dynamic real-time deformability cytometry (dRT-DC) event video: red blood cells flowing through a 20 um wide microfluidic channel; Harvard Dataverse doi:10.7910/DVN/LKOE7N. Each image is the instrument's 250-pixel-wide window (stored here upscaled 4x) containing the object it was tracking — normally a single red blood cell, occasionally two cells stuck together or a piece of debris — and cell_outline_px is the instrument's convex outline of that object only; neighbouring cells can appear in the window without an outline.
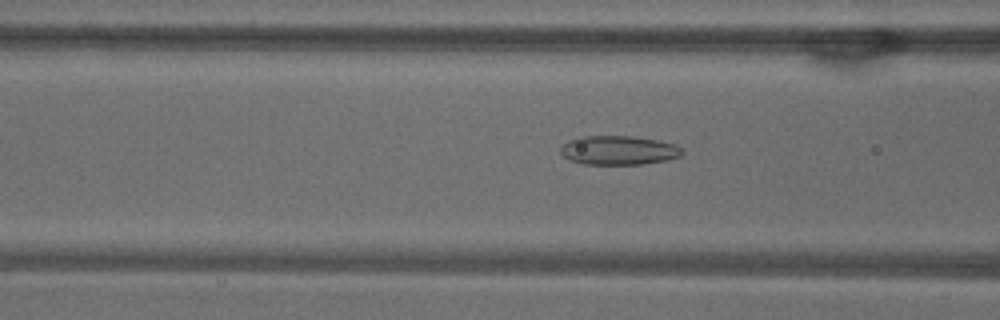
{"species": "common noctule bat (a hibernating species)", "species_latin": "Nyctalus noctula", "temperature_condition": "warm", "stored_images_in_passage": 18, "camera_frame_rate_fps": 3000, "um_per_image_px": 0.085, "animal": {"sex": "male", "body_mass_g": 18.8}, "frame": {"image": 1, "passage_image": 8, "time_ms": 2.333, "image_size_px": [1000, 320], "cell_outline_px": [[684, 152], [680, 156], [668, 160], [640, 164], [584, 164], [568, 160], [560, 152], [560, 148], [568, 140], [580, 136], [632, 136], [656, 140], [672, 144], [680, 148]], "centroid_in_image_um": [52.54, 12.77], "position_along_channel_um": 114.1, "area_um2": 20.52}}
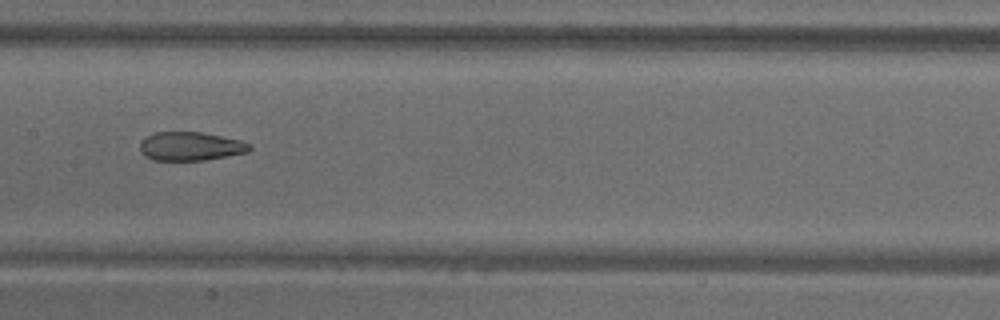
{"frame": {"image": 2, "passage_image": 14, "time_ms": 4.333, "image_size_px": [1000, 320], "cell_outline_px": [[252, 148], [248, 152], [204, 160], [152, 160], [144, 156], [140, 152], [140, 140], [156, 132], [200, 132], [240, 140], [252, 144]], "centroid_in_image_um": [16.18, 12.44], "position_along_channel_um": 191.2, "area_um2": 18.32}}
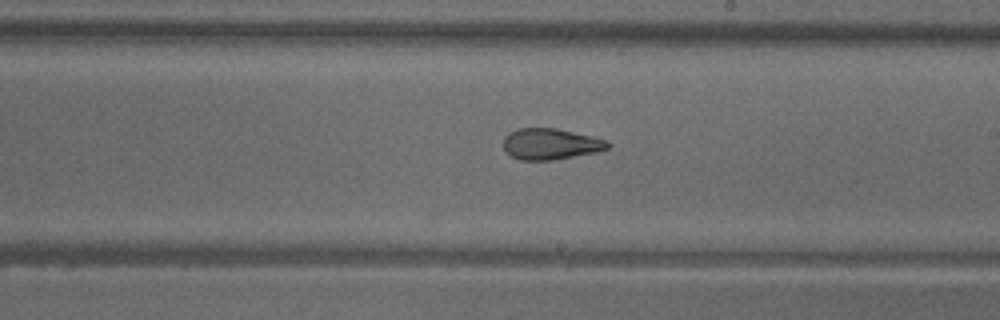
{"frame": {"image": 3, "passage_image": 18, "time_ms": 5.667, "image_size_px": [1000, 320], "cell_outline_px": [[612, 144], [608, 148], [596, 152], [552, 160], [520, 160], [512, 156], [504, 148], [504, 136], [508, 132], [516, 128], [556, 128], [608, 140]], "centroid_in_image_um": [46.8, 12.23], "position_along_channel_um": 242.2, "area_um2": 18.9}}